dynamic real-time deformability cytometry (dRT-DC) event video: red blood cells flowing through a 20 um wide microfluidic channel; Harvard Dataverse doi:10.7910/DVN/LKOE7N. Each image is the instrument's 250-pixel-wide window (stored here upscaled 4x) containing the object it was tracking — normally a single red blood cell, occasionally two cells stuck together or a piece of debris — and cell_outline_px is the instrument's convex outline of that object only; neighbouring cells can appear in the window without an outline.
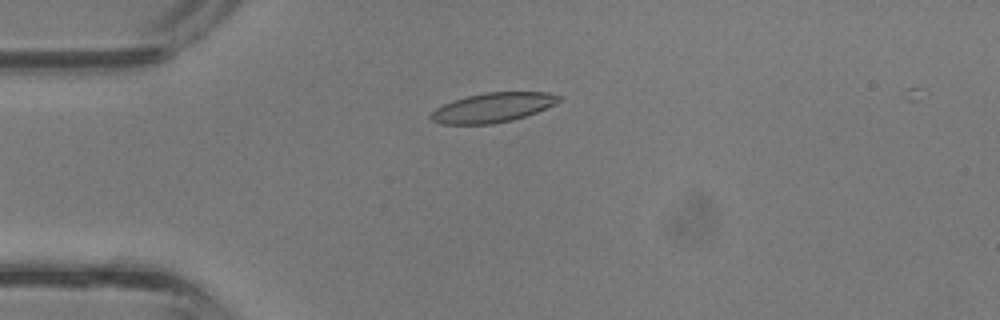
{"species": "common noctule bat (a hibernating species)", "species_latin": "Nyctalus noctula", "temperature_condition": "room temperature", "stored_images_in_passage": 29, "camera_frame_rate_fps": 3000, "um_per_image_px": 0.085, "animal": {"sex": "male", "body_mass_g": 13.3}, "frame": {"image": 1, "passage_image": 1, "time_ms": 0.0, "image_size_px": [1000, 320], "cell_outline_px": [[564, 96], [556, 104], [536, 112], [512, 120], [492, 124], [440, 124], [432, 120], [428, 116], [436, 108], [444, 104], [468, 96], [484, 92], [548, 92]], "centroid_in_image_um": [41.91, 9.14], "position_along_channel_um": 43.1, "area_um2": 21.96}}
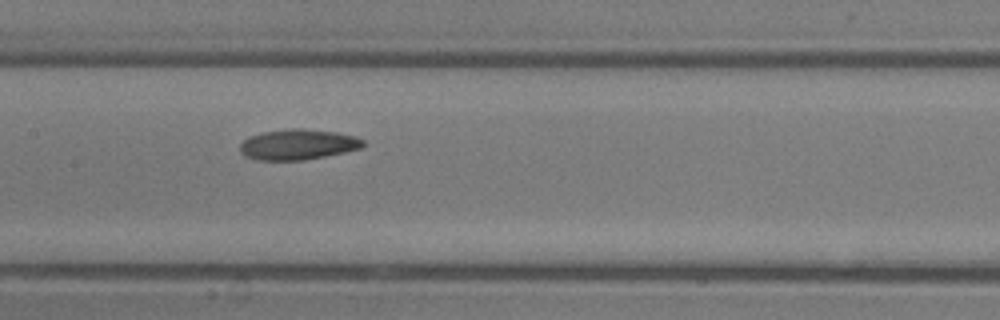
{"frame": {"image": 2, "passage_image": 10, "time_ms": 3.0, "image_size_px": [1000, 320], "cell_outline_px": [[364, 144], [360, 148], [344, 152], [304, 160], [256, 160], [244, 156], [240, 152], [240, 144], [244, 140], [252, 136], [264, 132], [292, 128], [300, 128], [336, 132], [356, 136], [364, 140]], "centroid_in_image_um": [25.32, 12.28], "position_along_channel_um": 182.1, "area_um2": 21.73}}
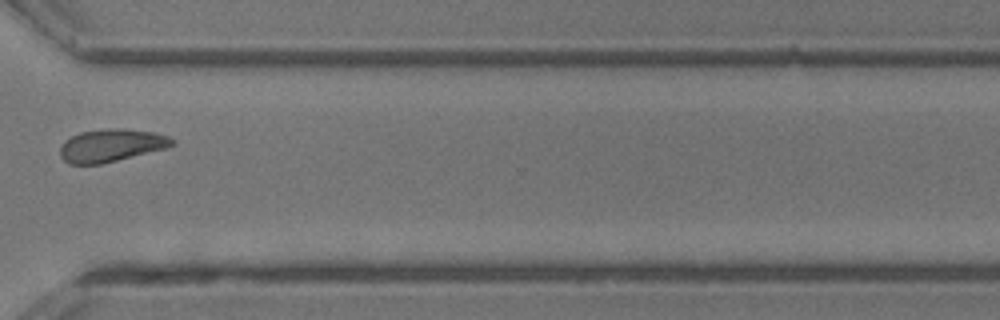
{"frame": {"image": 3, "passage_image": 20, "time_ms": 6.333, "image_size_px": [1000, 320], "cell_outline_px": [[176, 144], [168, 148], [100, 164], [68, 164], [60, 156], [60, 148], [64, 140], [80, 132], [108, 128], [124, 128], [156, 132], [168, 136], [176, 140]], "centroid_in_image_um": [9.49, 12.35], "position_along_channel_um": 361.1, "area_um2": 21.62}}